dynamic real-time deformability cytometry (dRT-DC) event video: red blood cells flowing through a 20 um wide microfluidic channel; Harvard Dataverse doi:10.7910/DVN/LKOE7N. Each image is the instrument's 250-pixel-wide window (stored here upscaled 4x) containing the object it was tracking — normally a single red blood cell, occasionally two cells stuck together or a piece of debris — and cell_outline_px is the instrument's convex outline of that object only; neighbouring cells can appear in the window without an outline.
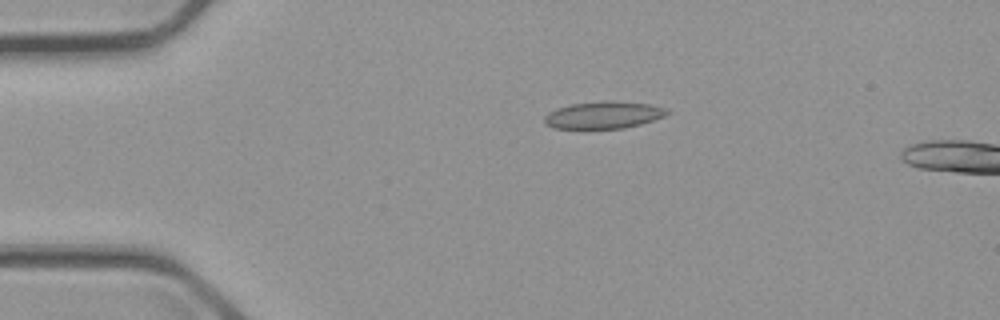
{"species": "common noctule bat (a hibernating species)", "species_latin": "Nyctalus noctula", "temperature_condition": "cold", "stored_images_in_passage": 5, "camera_frame_rate_fps": 3000, "um_per_image_px": 0.085, "animal": {"sex": "male", "body_mass_g": 23.1, "forearm_length_mm": 52.7}, "frame": {"image": 1, "passage_image": 1, "time_ms": 0.0, "image_size_px": [1000, 320], "cell_outline_px": [[668, 112], [664, 116], [640, 124], [624, 128], [580, 132], [552, 128], [544, 124], [544, 116], [548, 112], [556, 108], [572, 104], [604, 100], [612, 100], [652, 104], [664, 108]], "centroid_in_image_um": [51.18, 9.82], "position_along_channel_um": 33.8, "area_um2": 20.46}}